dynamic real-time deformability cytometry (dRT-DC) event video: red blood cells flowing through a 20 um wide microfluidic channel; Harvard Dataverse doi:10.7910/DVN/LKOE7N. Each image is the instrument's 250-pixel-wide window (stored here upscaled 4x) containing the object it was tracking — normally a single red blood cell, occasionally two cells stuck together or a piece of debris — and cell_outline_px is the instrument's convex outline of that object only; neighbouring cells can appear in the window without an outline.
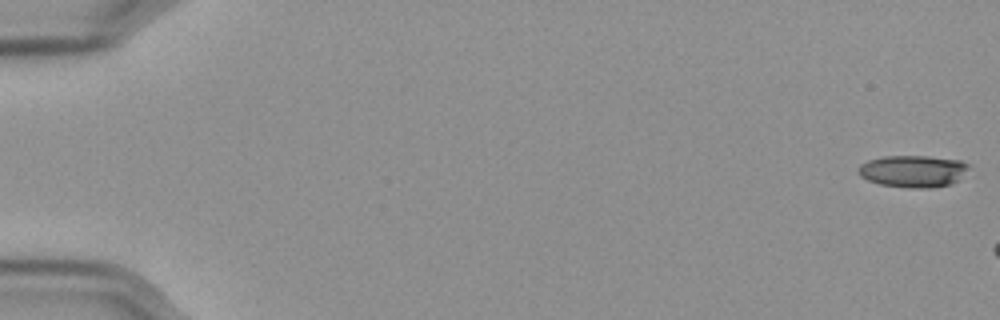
{"species": "Egyptian fruit bat (a non-hibernating species)", "species_latin": "Rousettus aegyptiacus", "temperature_condition": "cold", "stored_images_in_passage": 8, "camera_frame_rate_fps": 3000, "um_per_image_px": 0.085, "frame": {"image": 1, "passage_image": 1, "time_ms": 0.0, "image_size_px": [1000, 320], "cell_outline_px": [[968, 168], [956, 180], [948, 184], [932, 188], [908, 188], [880, 184], [868, 180], [860, 176], [856, 172], [860, 164], [868, 160], [884, 156], [928, 156], [960, 160], [968, 164]], "centroid_in_image_um": [77.54, 14.54], "position_along_channel_um": 7.5, "area_um2": 20.46}}